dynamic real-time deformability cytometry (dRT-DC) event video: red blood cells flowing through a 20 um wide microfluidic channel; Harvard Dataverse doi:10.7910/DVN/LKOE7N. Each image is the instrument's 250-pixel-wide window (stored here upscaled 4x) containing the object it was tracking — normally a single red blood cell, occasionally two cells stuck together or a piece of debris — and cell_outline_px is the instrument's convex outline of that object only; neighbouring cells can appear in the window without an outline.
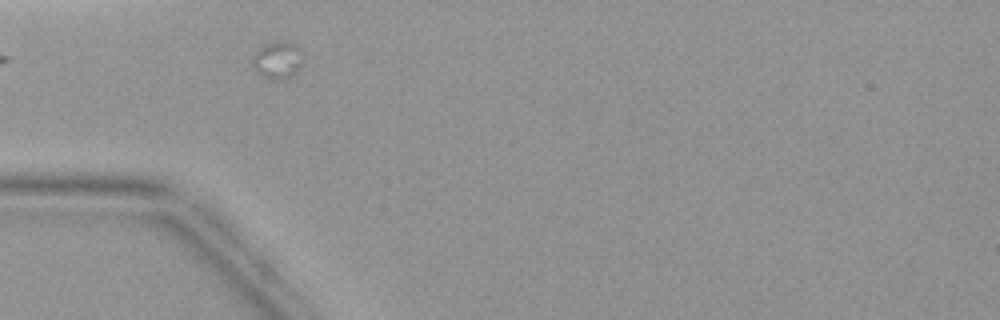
{"species": "common noctule bat (a hibernating species)", "species_latin": "Nyctalus noctula", "temperature_condition": "warm", "stored_images_in_passage": 3, "camera_frame_rate_fps": 3000, "um_per_image_px": 0.085, "animal": {"sex": "female", "body_mass_g": 19.9}, "frame": {"image": 1, "passage_image": 2, "time_ms": 1.333, "image_size_px": [1000, 320], "cell_outline_px": [[300, 64], [296, 72], [284, 80], [272, 80], [256, 72], [252, 64], [252, 56], [264, 44], [292, 44], [296, 48]], "centroid_in_image_um": [23.48, 5.2], "position_along_channel_um": 61.5, "area_um2": 10.06}}